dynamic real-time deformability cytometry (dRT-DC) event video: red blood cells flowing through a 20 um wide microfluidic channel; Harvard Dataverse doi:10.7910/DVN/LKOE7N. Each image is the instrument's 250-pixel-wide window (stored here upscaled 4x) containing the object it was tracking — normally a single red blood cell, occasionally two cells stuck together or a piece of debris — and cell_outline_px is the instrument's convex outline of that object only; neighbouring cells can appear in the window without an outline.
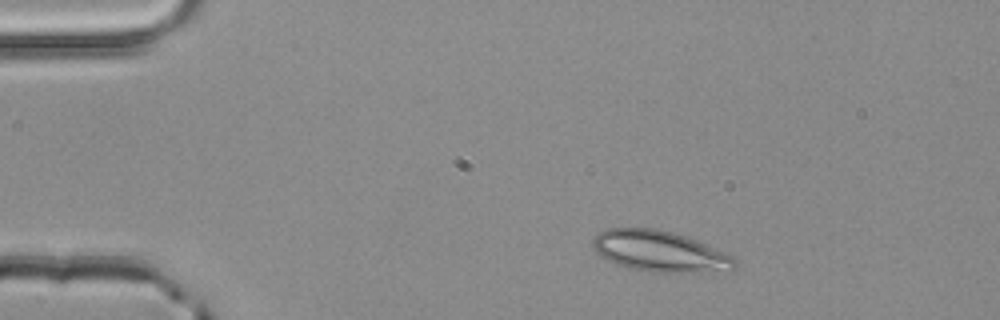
{"species": "common noctule bat (a hibernating species)", "species_latin": "Nyctalus noctula", "temperature_condition": "room temperature", "stored_images_in_passage": 44, "camera_frame_rate_fps": 3000, "um_per_image_px": 0.085, "animal": {"sex": "male", "body_mass_g": 20.4}, "frame": {"image": 1, "passage_image": 1, "time_ms": 0.0, "image_size_px": [1000, 320], "cell_outline_px": [[736, 268], [680, 272], [652, 272], [632, 268], [608, 260], [600, 256], [592, 248], [592, 240], [600, 232], [608, 228], [656, 228], [672, 232], [696, 240], [724, 252], [732, 256], [736, 260]], "centroid_in_image_um": [56.01, 21.33], "position_along_channel_um": 29.0, "area_um2": 33.12}}
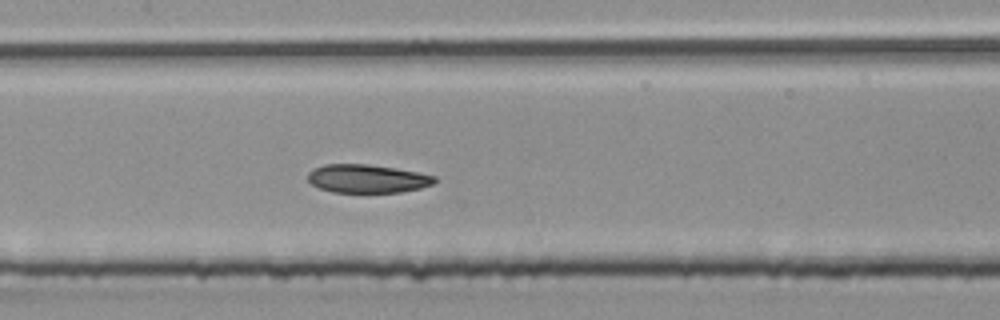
{"frame": {"image": 2, "passage_image": 17, "time_ms": 5.333, "image_size_px": [1000, 320], "cell_outline_px": [[436, 180], [432, 184], [420, 188], [400, 192], [332, 192], [320, 188], [312, 184], [308, 180], [308, 172], [312, 168], [324, 164], [368, 164], [396, 168], [436, 176]], "centroid_in_image_um": [31.18, 15.18], "position_along_channel_um": 176.2, "area_um2": 20.92}}
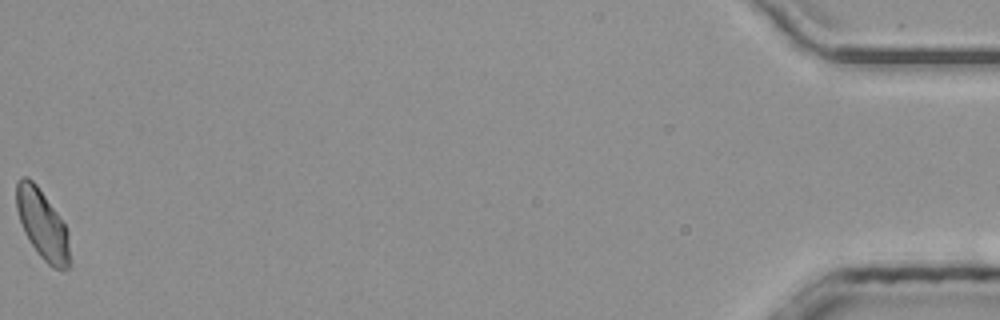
{"frame": {"image": 3, "passage_image": 44, "time_ms": 14.333, "image_size_px": [1000, 320], "cell_outline_px": [[68, 268], [64, 272], [52, 268], [40, 256], [28, 240], [24, 232], [16, 208], [16, 184], [24, 176], [32, 180], [36, 184], [56, 212], [64, 224], [68, 232]], "centroid_in_image_um": [3.59, 19.11], "position_along_channel_um": 431.6, "area_um2": 21.21}, "authors_computed_cell_mechanics": {"area_um2": 21.7328, "velocity_mm_per_s": 4.0072, "shape_relaxation_time_tau1_ms": 4.2101, "shape_relaxation_time_tau2_ms": 10.5631, "deformation_change_tau1": 0.0962, "deformation_change_tau2": 0.1347}}